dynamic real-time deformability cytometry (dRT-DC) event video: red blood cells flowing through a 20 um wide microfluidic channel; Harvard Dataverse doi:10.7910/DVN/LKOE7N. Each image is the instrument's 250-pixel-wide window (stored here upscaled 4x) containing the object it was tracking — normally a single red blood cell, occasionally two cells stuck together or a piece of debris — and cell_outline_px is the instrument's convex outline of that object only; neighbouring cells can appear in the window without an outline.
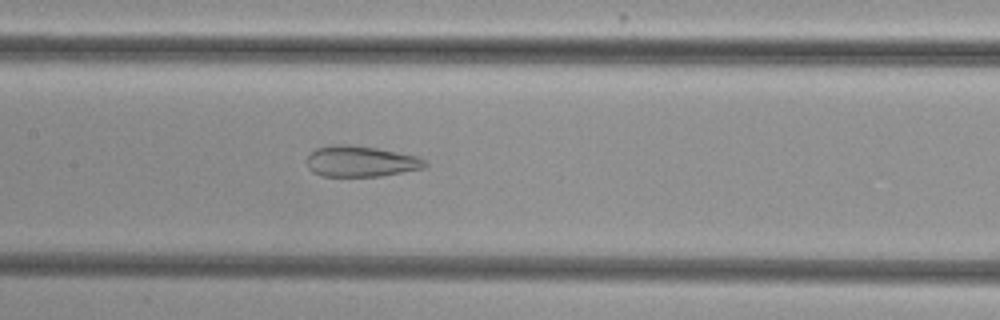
{"species": "common noctule bat (a hibernating species)", "species_latin": "Nyctalus noctula", "temperature_condition": "cold", "stored_images_in_passage": 52, "camera_frame_rate_fps": 3000, "um_per_image_px": 0.085, "animal": {"sex": "female", "body_mass_g": 29.2, "forearm_length_mm": 56.3}, "frame": {"image": 1, "passage_image": 26, "time_ms": 8.333, "image_size_px": [1000, 320], "cell_outline_px": [[428, 164], [424, 168], [380, 176], [320, 176], [312, 172], [308, 168], [308, 156], [316, 148], [332, 144], [352, 144], [376, 148], [416, 156], [428, 160]], "centroid_in_image_um": [30.66, 13.71], "position_along_channel_um": 176.7, "area_um2": 21.33}}
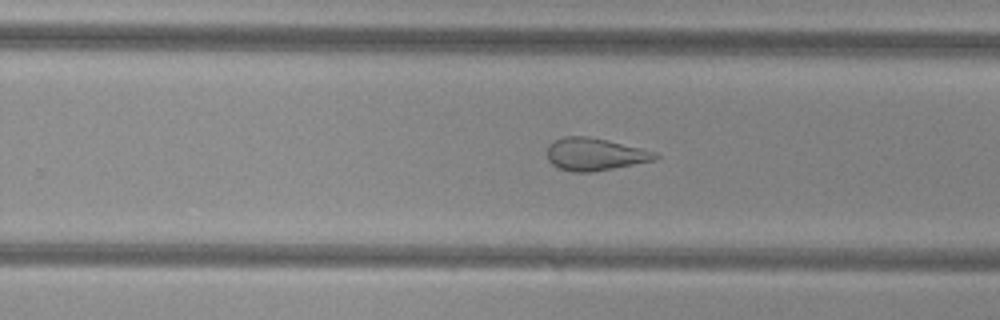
{"frame": {"image": 2, "passage_image": 34, "time_ms": 11.0, "image_size_px": [1000, 320], "cell_outline_px": [[660, 156], [656, 160], [592, 172], [572, 172], [560, 168], [552, 164], [548, 160], [548, 144], [564, 136], [588, 136], [608, 140], [656, 152]], "centroid_in_image_um": [50.57, 13.11], "position_along_channel_um": 279.2, "area_um2": 20.4}}
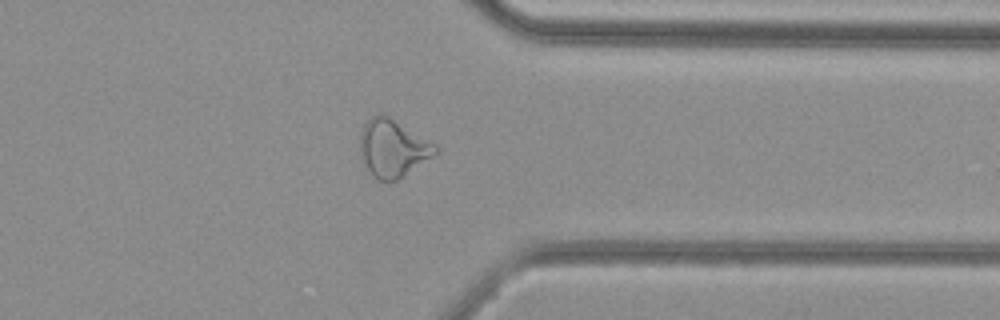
{"frame": {"image": 3, "passage_image": 42, "time_ms": 13.667, "image_size_px": [1000, 320], "cell_outline_px": [[440, 148], [436, 152], [396, 180], [380, 180], [372, 176], [368, 172], [360, 156], [360, 132], [364, 124], [372, 116], [380, 112], [384, 112], [436, 144]], "centroid_in_image_um": [33.34, 12.54], "position_along_channel_um": 378.1, "area_um2": 25.14}}